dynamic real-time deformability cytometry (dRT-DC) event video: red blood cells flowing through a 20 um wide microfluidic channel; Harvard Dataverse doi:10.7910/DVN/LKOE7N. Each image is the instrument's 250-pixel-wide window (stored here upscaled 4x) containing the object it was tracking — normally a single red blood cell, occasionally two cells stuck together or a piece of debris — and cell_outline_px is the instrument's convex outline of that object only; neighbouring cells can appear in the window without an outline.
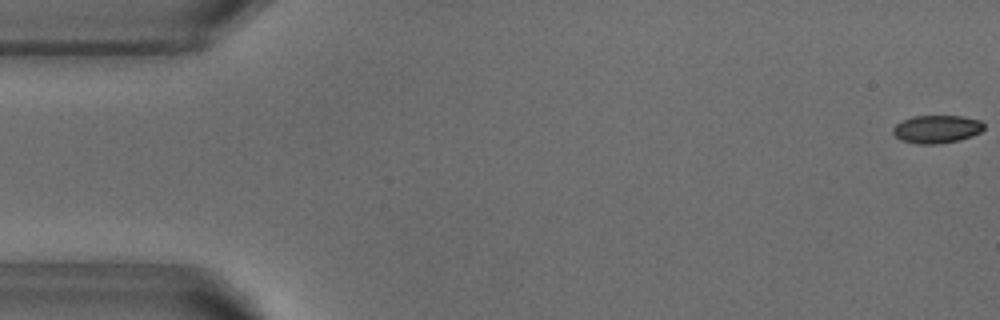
{"species": "common noctule bat (a hibernating species)", "species_latin": "Nyctalus noctula", "temperature_condition": "warm", "stored_images_in_passage": 53, "camera_frame_rate_fps": 3000, "um_per_image_px": 0.085, "animal": {"sex": "male", "body_mass_g": 18.8}, "frame": {"image": 1, "passage_image": 1, "time_ms": 0.0, "image_size_px": [1000, 320], "cell_outline_px": [[984, 128], [980, 132], [972, 136], [960, 140], [936, 144], [920, 144], [900, 140], [892, 132], [892, 128], [900, 120], [912, 116], [964, 116], [980, 120], [984, 124]], "centroid_in_image_um": [79.61, 10.97], "position_along_channel_um": 5.4, "area_um2": 14.97}}
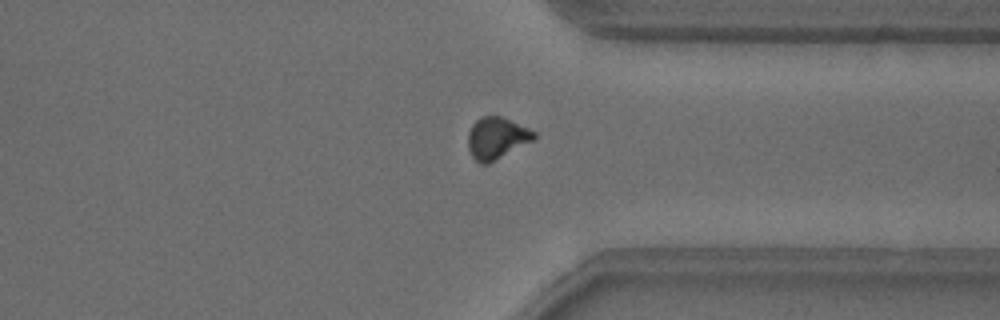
{"frame": {"image": 2, "passage_image": 40, "time_ms": 13.0, "image_size_px": [1000, 320], "cell_outline_px": [[536, 140], [488, 164], [480, 164], [472, 156], [468, 148], [468, 132], [472, 124], [480, 116], [500, 116], [528, 128], [536, 132]], "centroid_in_image_um": [42.23, 11.75], "position_along_channel_um": 369.2, "area_um2": 16.24}}
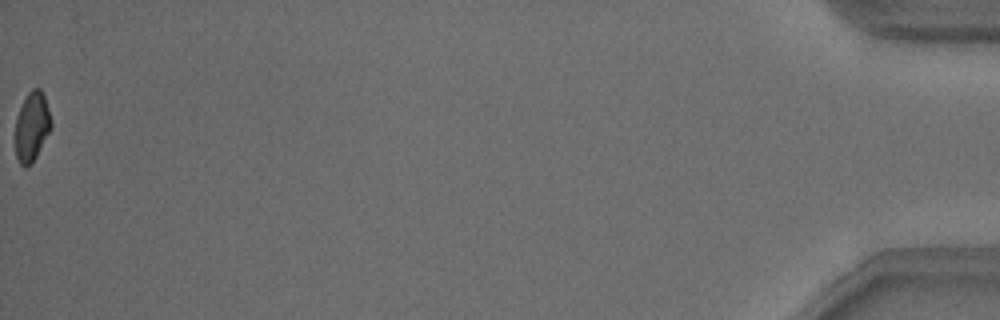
{"frame": {"image": 3, "passage_image": 53, "time_ms": 17.333, "image_size_px": [1000, 320], "cell_outline_px": [[52, 128], [36, 156], [24, 168], [20, 164], [16, 156], [16, 116], [28, 92], [32, 88], [40, 88], [44, 96], [52, 120]], "centroid_in_image_um": [2.72, 10.73], "position_along_channel_um": 432.5, "area_um2": 14.28}, "authors_computed_cell_mechanics": {"area_um2": 15.6638, "velocity_mm_per_s": 3.8499, "shape_relaxation_time_tau1_ms": 2.5745, "shape_relaxation_time_tau2_ms": 2.0618, "deformation_change_tau1": 0.1049, "deformation_change_tau2": 0.0683}}